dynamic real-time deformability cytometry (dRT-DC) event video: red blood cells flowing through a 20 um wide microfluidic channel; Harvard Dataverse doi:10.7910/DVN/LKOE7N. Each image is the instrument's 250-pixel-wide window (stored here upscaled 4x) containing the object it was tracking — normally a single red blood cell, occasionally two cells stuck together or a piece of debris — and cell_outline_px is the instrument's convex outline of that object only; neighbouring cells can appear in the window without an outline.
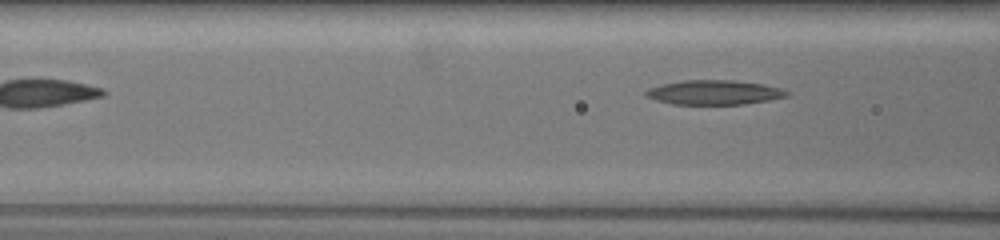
{"species": "common noctule bat (a hibernating species)", "species_latin": "Nyctalus noctula", "temperature_condition": "warm", "stored_images_in_passage": 7, "segment_of_instrument_passage": [2, 2], "camera_frame_rate_fps": 3000, "um_per_image_px": 0.085, "animal": {"sex": "female", "body_mass_g": 19.5, "forearm_length_mm": 54.1}, "frame": {"image": 1, "passage_image": 7, "time_ms": 2.0, "image_size_px": [1000, 240], "cell_outline_px": [[788, 96], [768, 100], [744, 104], [672, 104], [656, 100], [644, 96], [644, 92], [648, 88], [660, 84], [684, 80], [732, 80], [764, 84], [780, 88], [788, 92]], "centroid_in_image_um": [60.65, 7.85], "position_along_channel_um": 105.9, "area_um2": 20.11}}